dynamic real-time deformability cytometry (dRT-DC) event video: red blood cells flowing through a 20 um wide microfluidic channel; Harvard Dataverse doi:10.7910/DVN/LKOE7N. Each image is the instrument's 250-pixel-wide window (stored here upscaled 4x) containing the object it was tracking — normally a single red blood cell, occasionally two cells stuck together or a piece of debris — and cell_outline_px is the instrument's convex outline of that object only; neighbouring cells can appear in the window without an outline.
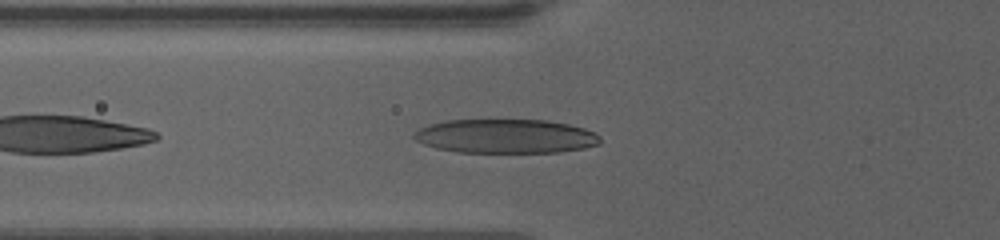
{"species": "human", "species_latin": "Homo sapiens", "temperature_condition": "warm", "stored_images_in_passage": 42, "camera_frame_rate_fps": 3000, "um_per_image_px": 0.085, "donor": {"sex": "female"}, "frame": {"image": 1, "passage_image": 4, "time_ms": 1.0, "image_size_px": [1000, 240], "cell_outline_px": [[600, 144], [584, 148], [560, 152], [456, 152], [436, 148], [424, 144], [416, 140], [412, 136], [420, 128], [428, 124], [448, 120], [548, 120], [568, 124], [584, 128], [596, 132], [600, 136]], "centroid_in_image_um": [43.0, 11.58], "position_along_channel_um": 82.8, "area_um2": 37.05}}
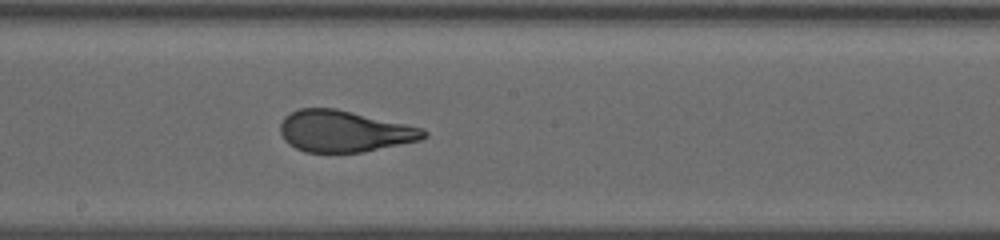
{"frame": {"image": 2, "passage_image": 14, "time_ms": 5.0, "image_size_px": [1000, 240], "cell_outline_px": [[428, 136], [420, 140], [364, 152], [304, 152], [288, 144], [284, 140], [280, 132], [280, 124], [284, 116], [300, 108], [336, 108], [424, 128], [428, 132]], "centroid_in_image_um": [29.26, 11.15], "position_along_channel_um": 218.9, "area_um2": 34.8}}
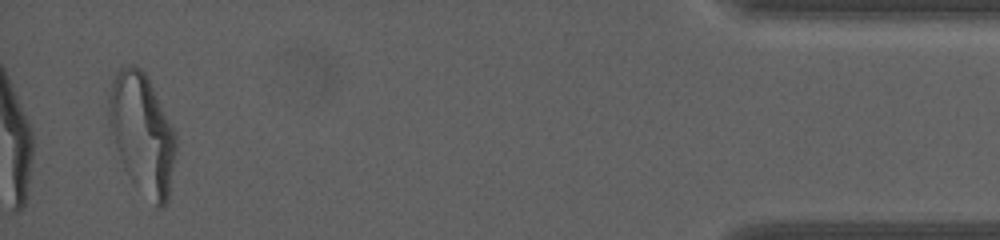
{"frame": {"image": 3, "passage_image": 39, "time_ms": 13.0, "image_size_px": [1000, 240], "cell_outline_px": [[176, 152], [168, 200], [160, 208], [156, 208], [132, 184], [124, 168], [116, 144], [108, 116], [108, 104], [112, 84], [120, 68], [132, 64], [136, 64], [144, 72], [176, 132]], "centroid_in_image_um": [12.12, 11.41], "position_along_channel_um": 423.1, "area_um2": 46.47}, "authors_computed_cell_mechanics": {"area_um2": 36.5007, "velocity_mm_per_s": 3.3937, "shape_relaxation_time_tau1_ms": 6.3754, "shape_relaxation_time_tau2_ms": 0.7665, "deformation_change_tau1": 0.2736, "deformation_change_tau2": 0.0877}}